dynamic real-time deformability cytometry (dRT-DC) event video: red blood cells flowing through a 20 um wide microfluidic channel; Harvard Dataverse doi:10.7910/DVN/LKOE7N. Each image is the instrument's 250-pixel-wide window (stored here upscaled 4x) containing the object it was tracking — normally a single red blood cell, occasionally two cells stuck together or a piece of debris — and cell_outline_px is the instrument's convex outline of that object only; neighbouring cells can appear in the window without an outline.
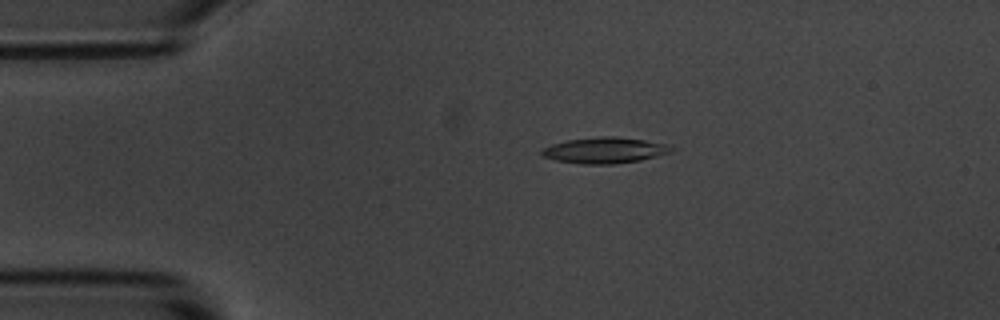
{"species": "common noctule bat (a hibernating species)", "species_latin": "Nyctalus noctula", "temperature_condition": "room temperature", "stored_images_in_passage": 55, "camera_frame_rate_fps": 3000, "um_per_image_px": 0.085, "animal": {"sex": "male", "body_mass_g": 20.1, "forearm_length_mm": 53.5}, "frame": {"image": 1, "passage_image": 11, "time_ms": 3.333, "image_size_px": [1000, 320], "cell_outline_px": [[676, 148], [672, 152], [640, 160], [612, 164], [580, 164], [556, 160], [540, 156], [540, 152], [544, 148], [552, 144], [568, 140], [600, 136], [616, 136], [672, 144]], "centroid_in_image_um": [51.44, 12.77], "position_along_channel_um": 33.6, "area_um2": 19.77}}
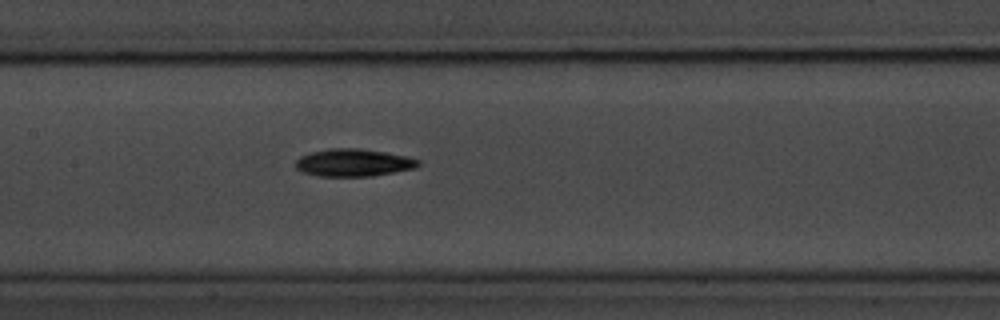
{"frame": {"image": 2, "passage_image": 26, "time_ms": 8.333, "image_size_px": [1000, 320], "cell_outline_px": [[420, 164], [416, 168], [368, 176], [320, 176], [304, 172], [296, 168], [296, 160], [300, 156], [308, 152], [328, 148], [360, 148], [408, 156], [420, 160]], "centroid_in_image_um": [30.03, 13.81], "position_along_channel_um": 177.4, "area_um2": 19.65}}
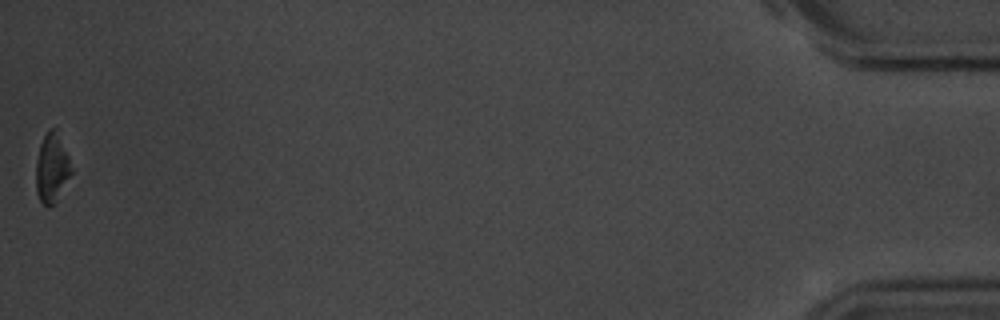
{"frame": {"image": 3, "passage_image": 55, "time_ms": 18.0, "image_size_px": [1000, 320], "cell_outline_px": [[72, 172], [56, 204], [44, 204], [40, 200], [36, 192], [36, 160], [40, 144], [48, 128], [56, 128], [68, 156]], "centroid_in_image_um": [4.4, 14.28], "position_along_channel_um": 430.8, "area_um2": 14.22}, "authors_computed_cell_mechanics": {"area_um2": 18.6116, "velocity_mm_per_s": 3.6283, "shape_relaxation_time_tau1_ms": 2.5406, "shape_relaxation_time_tau2_ms": null, "deformation_change_tau1": 0.111, "deformation_change_tau2": null}}